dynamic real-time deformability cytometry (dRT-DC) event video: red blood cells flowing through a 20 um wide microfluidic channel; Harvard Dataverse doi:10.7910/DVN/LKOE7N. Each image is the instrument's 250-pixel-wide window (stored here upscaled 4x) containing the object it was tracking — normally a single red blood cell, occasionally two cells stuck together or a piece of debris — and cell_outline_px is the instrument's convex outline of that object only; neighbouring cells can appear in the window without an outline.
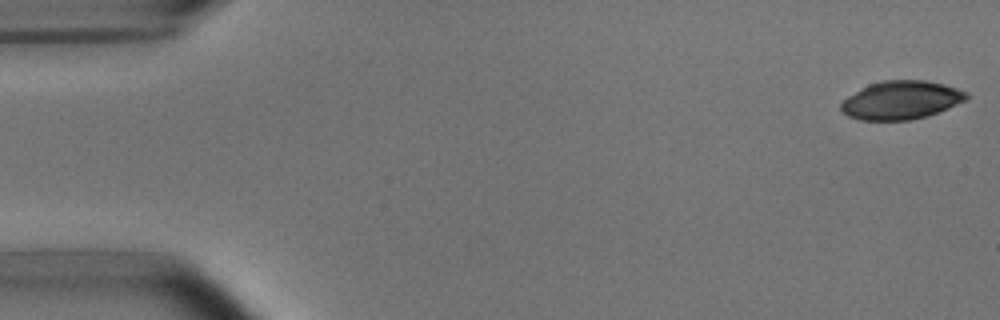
{"species": "common noctule bat (a hibernating species)", "species_latin": "Nyctalus noctula", "temperature_condition": "room temperature", "stored_images_in_passage": 52, "camera_frame_rate_fps": 3000, "um_per_image_px": 0.085, "animal": {"sex": "male", "body_mass_g": 15.6}, "frame": {"image": 1, "passage_image": 1, "time_ms": 0.0, "image_size_px": [1000, 320], "cell_outline_px": [[968, 96], [964, 100], [948, 108], [928, 116], [908, 120], [860, 120], [848, 116], [840, 112], [840, 104], [848, 96], [860, 88], [868, 84], [884, 80], [924, 80], [944, 84], [968, 92]], "centroid_in_image_um": [76.56, 8.51], "position_along_channel_um": 8.4, "area_um2": 28.09}}
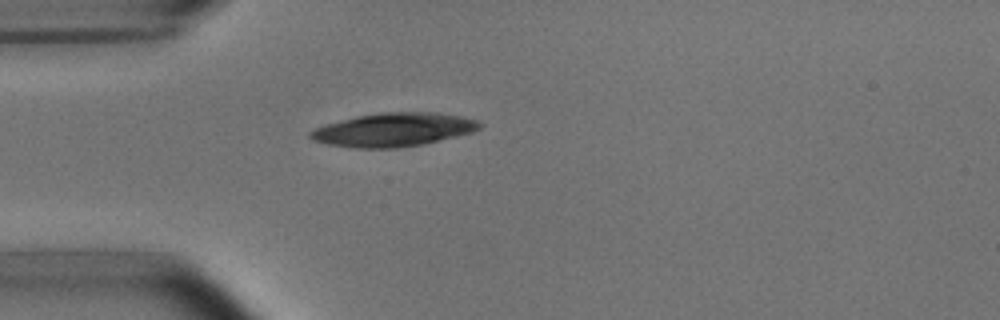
{"frame": {"image": 2, "passage_image": 14, "time_ms": 4.333, "image_size_px": [1000, 320], "cell_outline_px": [[484, 124], [480, 128], [472, 132], [456, 136], [420, 144], [400, 148], [352, 148], [328, 144], [312, 140], [308, 136], [308, 132], [324, 124], [356, 116], [380, 112], [436, 112], [460, 116], [476, 120]], "centroid_in_image_um": [33.41, 11.02], "position_along_channel_um": 51.6, "area_um2": 33.12}}
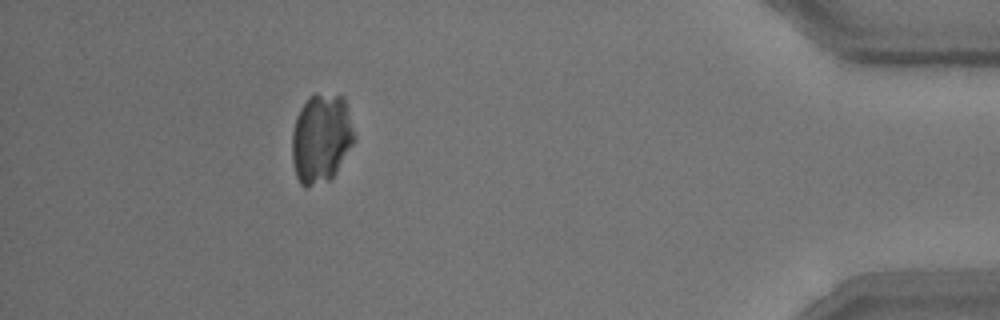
{"frame": {"image": 3, "passage_image": 47, "time_ms": 15.333, "image_size_px": [1000, 320], "cell_outline_px": [[356, 140], [336, 172], [328, 180], [304, 188], [300, 184], [296, 176], [292, 160], [292, 132], [296, 116], [300, 108], [308, 96], [316, 92], [344, 96], [356, 136]], "centroid_in_image_um": [27.3, 11.73], "position_along_channel_um": 407.9, "area_um2": 32.83}}